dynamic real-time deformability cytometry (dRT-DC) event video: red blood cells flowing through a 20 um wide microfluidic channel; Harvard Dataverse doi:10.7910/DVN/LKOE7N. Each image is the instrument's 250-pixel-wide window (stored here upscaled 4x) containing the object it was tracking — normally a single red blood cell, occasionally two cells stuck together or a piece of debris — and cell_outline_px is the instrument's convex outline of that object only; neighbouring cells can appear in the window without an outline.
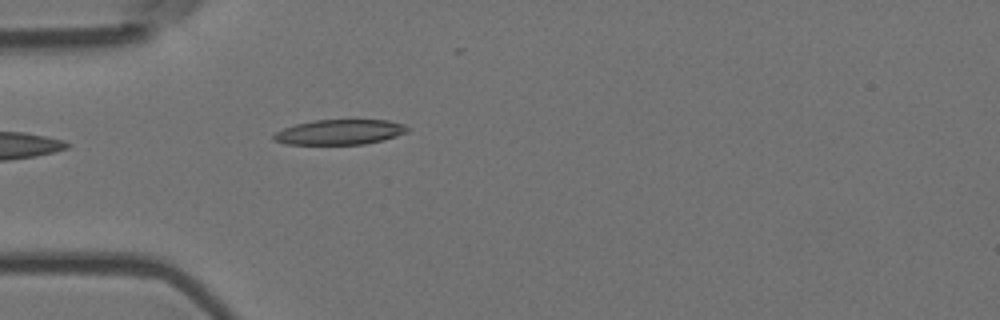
{"species": "Egyptian fruit bat (a non-hibernating species)", "species_latin": "Rousettus aegyptiacus", "temperature_condition": "room temperature", "stored_images_in_passage": 2, "camera_frame_rate_fps": 3000, "um_per_image_px": 0.085, "animal": {"sex": "female"}, "frame": {"image": 1, "passage_image": 2, "time_ms": 0.333, "image_size_px": [1000, 320], "cell_outline_px": [[412, 128], [408, 132], [384, 140], [364, 144], [288, 144], [272, 140], [272, 136], [276, 132], [284, 128], [296, 124], [316, 120], [388, 120], [404, 124]], "centroid_in_image_um": [28.92, 11.22], "position_along_channel_um": 56.1, "area_um2": 19.59}}